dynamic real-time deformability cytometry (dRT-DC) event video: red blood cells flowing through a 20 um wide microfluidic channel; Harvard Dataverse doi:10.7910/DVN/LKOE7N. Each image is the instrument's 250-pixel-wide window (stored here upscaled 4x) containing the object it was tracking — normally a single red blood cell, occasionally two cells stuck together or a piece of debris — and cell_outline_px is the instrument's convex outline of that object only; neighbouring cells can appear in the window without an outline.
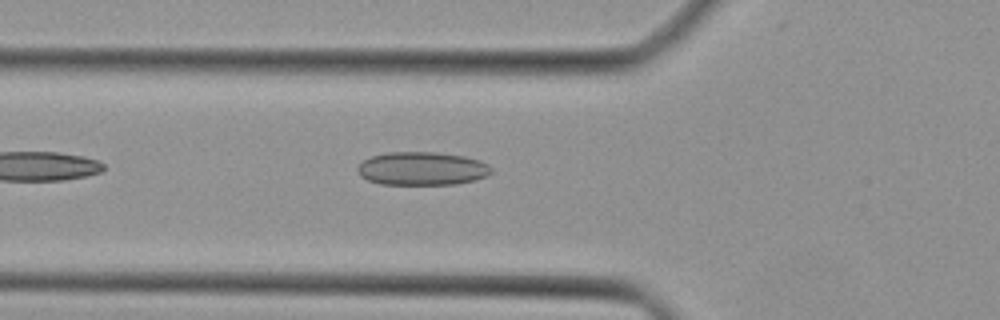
{"species": "Egyptian fruit bat (a non-hibernating species)", "species_latin": "Rousettus aegyptiacus", "temperature_condition": "cold", "stored_images_in_passage": 28, "camera_frame_rate_fps": 3000, "um_per_image_px": 0.085, "animal": {"sex": "female"}, "frame": {"image": 1, "passage_image": 2, "time_ms": 0.333, "image_size_px": [1000, 320], "cell_outline_px": [[492, 172], [488, 176], [476, 180], [456, 184], [380, 184], [368, 180], [360, 176], [356, 168], [364, 160], [372, 156], [388, 152], [436, 152], [464, 156], [480, 160], [488, 164], [492, 168]], "centroid_in_image_um": [35.9, 14.33], "position_along_channel_um": 89.9, "area_um2": 26.13}}
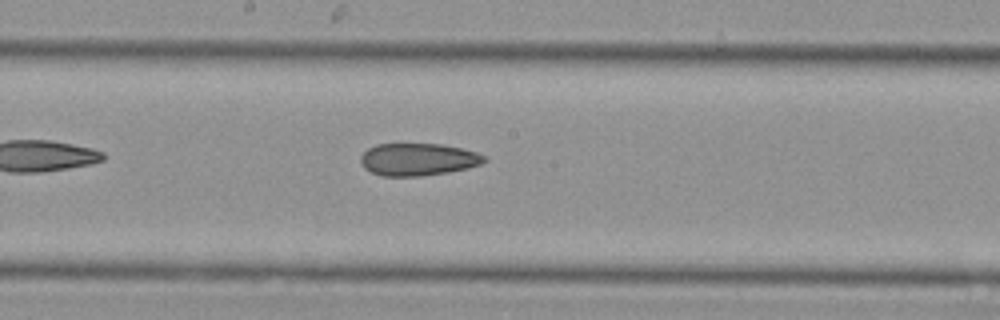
{"frame": {"image": 2, "passage_image": 10, "time_ms": 3.0, "image_size_px": [1000, 320], "cell_outline_px": [[488, 160], [480, 164], [468, 168], [448, 172], [420, 176], [380, 176], [364, 168], [360, 160], [360, 156], [368, 148], [376, 144], [444, 144], [476, 152], [484, 156]], "centroid_in_image_um": [35.52, 13.55], "position_along_channel_um": 212.7, "area_um2": 23.35}}
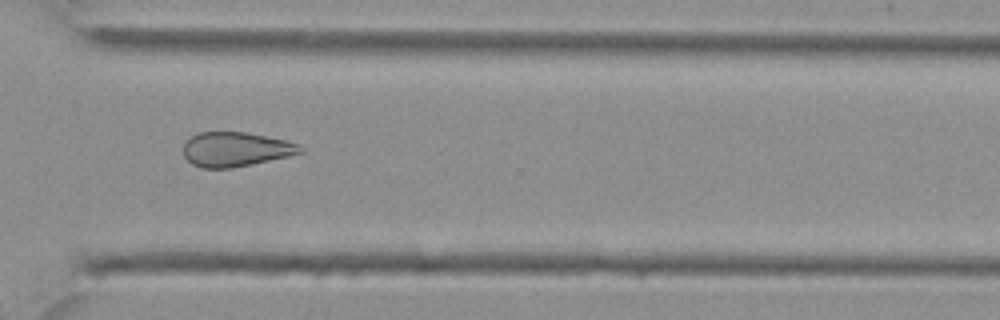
{"frame": {"image": 3, "passage_image": 19, "time_ms": 6.0, "image_size_px": [1000, 320], "cell_outline_px": [[304, 152], [288, 156], [252, 164], [232, 168], [200, 168], [192, 164], [184, 156], [184, 144], [192, 136], [200, 132], [244, 132], [284, 140], [296, 144], [304, 148]], "centroid_in_image_um": [20.01, 12.7], "position_along_channel_um": 350.6, "area_um2": 23.24}}